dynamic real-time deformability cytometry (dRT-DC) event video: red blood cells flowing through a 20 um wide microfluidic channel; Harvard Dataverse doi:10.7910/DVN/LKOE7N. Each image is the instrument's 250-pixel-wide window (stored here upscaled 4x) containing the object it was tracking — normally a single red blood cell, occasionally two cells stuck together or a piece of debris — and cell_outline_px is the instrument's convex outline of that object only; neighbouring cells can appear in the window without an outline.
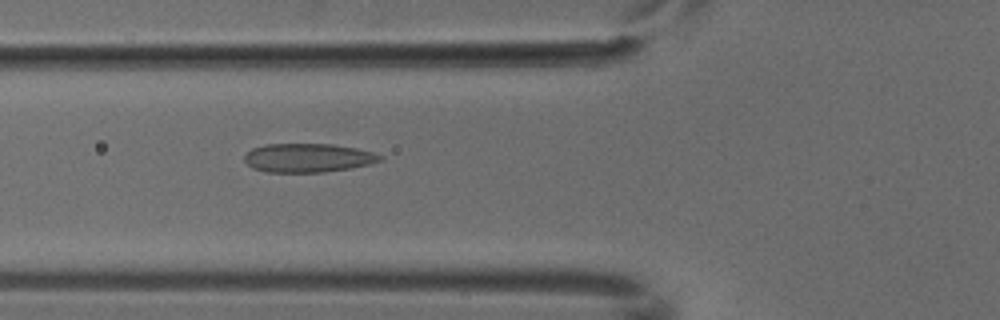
{"species": "common noctule bat (a hibernating species)", "species_latin": "Nyctalus noctula", "temperature_condition": "cold", "stored_images_in_passage": 3, "camera_frame_rate_fps": 3000, "um_per_image_px": 0.085, "animal": {"sex": "male", "body_mass_g": 18.8}, "frame": {"image": 1, "passage_image": 3, "time_ms": 0.667, "image_size_px": [1000, 320], "cell_outline_px": [[384, 160], [352, 168], [324, 172], [268, 172], [252, 168], [244, 160], [244, 156], [252, 148], [264, 144], [332, 144], [356, 148], [372, 152], [384, 156]], "centroid_in_image_um": [26.19, 13.41], "position_along_channel_um": 99.6, "area_um2": 22.83}}